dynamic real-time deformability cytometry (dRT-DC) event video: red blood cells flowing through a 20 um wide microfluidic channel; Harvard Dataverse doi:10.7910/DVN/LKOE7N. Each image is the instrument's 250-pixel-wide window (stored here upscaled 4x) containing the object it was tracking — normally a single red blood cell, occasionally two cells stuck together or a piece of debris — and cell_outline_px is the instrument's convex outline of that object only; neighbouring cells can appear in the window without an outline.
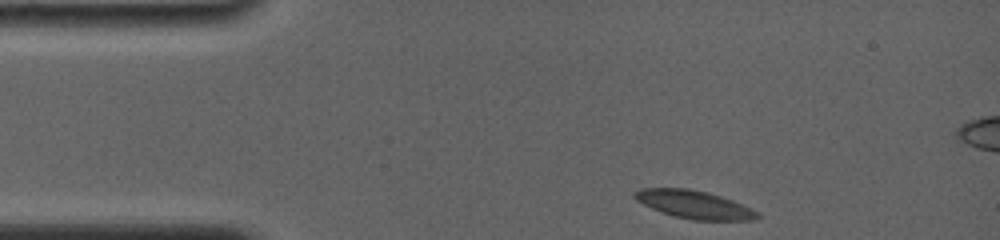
{"species": "common noctule bat (a hibernating species)", "species_latin": "Nyctalus noctula", "temperature_condition": "room temperature", "stored_images_in_passage": 7, "camera_frame_rate_fps": 4000, "um_per_image_px": 0.085, "animal": {"sex": "female", "body_mass_g": 19.0, "forearm_length_mm": 56.7}, "frame": {"image": 1, "passage_image": 1, "time_ms": 0.0, "image_size_px": [1000, 240], "cell_outline_px": [[760, 216], [756, 220], [692, 220], [672, 216], [652, 208], [636, 200], [632, 196], [632, 192], [640, 188], [688, 188], [708, 192], [732, 200], [760, 212]], "centroid_in_image_um": [59.0, 17.38], "position_along_channel_um": 26.0, "area_um2": 20.17}}
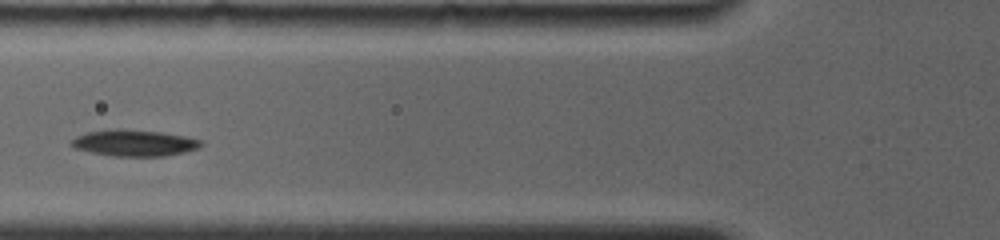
{"frame": {"image": 2, "passage_image": 5, "time_ms": 3.75, "image_size_px": [1000, 240], "cell_outline_px": [[204, 144], [196, 148], [184, 152], [164, 156], [112, 156], [92, 152], [76, 148], [72, 144], [72, 140], [76, 136], [88, 132], [116, 128], [120, 128], [160, 132], [184, 136], [204, 140]], "centroid_in_image_um": [11.45, 12.14], "position_along_channel_um": 114.4, "area_um2": 19.77}}
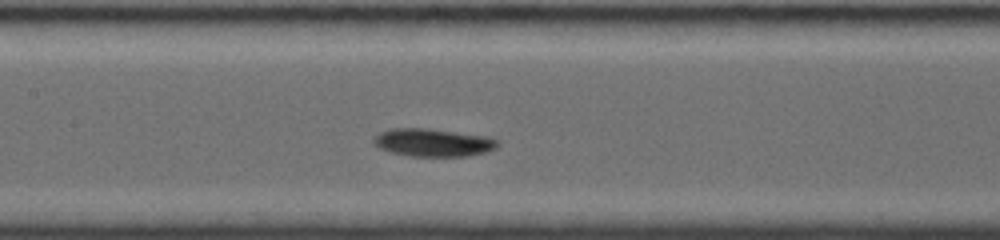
{"frame": {"image": 3, "passage_image": 7, "time_ms": 5.25, "image_size_px": [1000, 240], "cell_outline_px": [[500, 144], [496, 148], [484, 152], [468, 156], [412, 156], [392, 152], [380, 148], [372, 144], [372, 140], [380, 132], [392, 128], [424, 128], [484, 136], [496, 140]], "centroid_in_image_um": [36.77, 12.12], "position_along_channel_um": 170.6, "area_um2": 19.83}}